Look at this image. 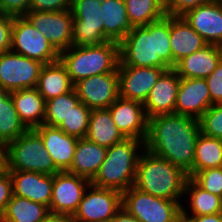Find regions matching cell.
<instances>
[{"instance_id": "2", "label": "cell", "mask_w": 222, "mask_h": 222, "mask_svg": "<svg viewBox=\"0 0 222 222\" xmlns=\"http://www.w3.org/2000/svg\"><path fill=\"white\" fill-rule=\"evenodd\" d=\"M118 66L172 68L170 15L145 26H134L119 43Z\"/></svg>"}, {"instance_id": "49", "label": "cell", "mask_w": 222, "mask_h": 222, "mask_svg": "<svg viewBox=\"0 0 222 222\" xmlns=\"http://www.w3.org/2000/svg\"><path fill=\"white\" fill-rule=\"evenodd\" d=\"M222 4V0H211Z\"/></svg>"}, {"instance_id": "41", "label": "cell", "mask_w": 222, "mask_h": 222, "mask_svg": "<svg viewBox=\"0 0 222 222\" xmlns=\"http://www.w3.org/2000/svg\"><path fill=\"white\" fill-rule=\"evenodd\" d=\"M13 21V16L0 13V53H5L11 49Z\"/></svg>"}, {"instance_id": "25", "label": "cell", "mask_w": 222, "mask_h": 222, "mask_svg": "<svg viewBox=\"0 0 222 222\" xmlns=\"http://www.w3.org/2000/svg\"><path fill=\"white\" fill-rule=\"evenodd\" d=\"M107 148L87 138L78 139L74 158L67 172L92 180L106 156Z\"/></svg>"}, {"instance_id": "15", "label": "cell", "mask_w": 222, "mask_h": 222, "mask_svg": "<svg viewBox=\"0 0 222 222\" xmlns=\"http://www.w3.org/2000/svg\"><path fill=\"white\" fill-rule=\"evenodd\" d=\"M119 96L142 104L159 77L169 69L159 67L118 66Z\"/></svg>"}, {"instance_id": "1", "label": "cell", "mask_w": 222, "mask_h": 222, "mask_svg": "<svg viewBox=\"0 0 222 222\" xmlns=\"http://www.w3.org/2000/svg\"><path fill=\"white\" fill-rule=\"evenodd\" d=\"M199 134V119L176 113L157 115L148 118L144 148L183 169L192 178Z\"/></svg>"}, {"instance_id": "33", "label": "cell", "mask_w": 222, "mask_h": 222, "mask_svg": "<svg viewBox=\"0 0 222 222\" xmlns=\"http://www.w3.org/2000/svg\"><path fill=\"white\" fill-rule=\"evenodd\" d=\"M28 129L20 121L10 93L0 100V140L6 145Z\"/></svg>"}, {"instance_id": "42", "label": "cell", "mask_w": 222, "mask_h": 222, "mask_svg": "<svg viewBox=\"0 0 222 222\" xmlns=\"http://www.w3.org/2000/svg\"><path fill=\"white\" fill-rule=\"evenodd\" d=\"M72 0H32L30 11L56 12L70 10Z\"/></svg>"}, {"instance_id": "40", "label": "cell", "mask_w": 222, "mask_h": 222, "mask_svg": "<svg viewBox=\"0 0 222 222\" xmlns=\"http://www.w3.org/2000/svg\"><path fill=\"white\" fill-rule=\"evenodd\" d=\"M32 0H0V13L13 17L24 16L30 11Z\"/></svg>"}, {"instance_id": "21", "label": "cell", "mask_w": 222, "mask_h": 222, "mask_svg": "<svg viewBox=\"0 0 222 222\" xmlns=\"http://www.w3.org/2000/svg\"><path fill=\"white\" fill-rule=\"evenodd\" d=\"M34 130L41 136L45 149L55 166L60 171H67L72 164L79 138L64 133L58 127L46 124H42Z\"/></svg>"}, {"instance_id": "35", "label": "cell", "mask_w": 222, "mask_h": 222, "mask_svg": "<svg viewBox=\"0 0 222 222\" xmlns=\"http://www.w3.org/2000/svg\"><path fill=\"white\" fill-rule=\"evenodd\" d=\"M92 109L79 102L58 126L64 133L77 138H86Z\"/></svg>"}, {"instance_id": "7", "label": "cell", "mask_w": 222, "mask_h": 222, "mask_svg": "<svg viewBox=\"0 0 222 222\" xmlns=\"http://www.w3.org/2000/svg\"><path fill=\"white\" fill-rule=\"evenodd\" d=\"M122 208L139 222H182V204L131 186L122 193Z\"/></svg>"}, {"instance_id": "18", "label": "cell", "mask_w": 222, "mask_h": 222, "mask_svg": "<svg viewBox=\"0 0 222 222\" xmlns=\"http://www.w3.org/2000/svg\"><path fill=\"white\" fill-rule=\"evenodd\" d=\"M180 79L181 77L173 68L166 70L159 77L143 104L147 118L175 113V102Z\"/></svg>"}, {"instance_id": "37", "label": "cell", "mask_w": 222, "mask_h": 222, "mask_svg": "<svg viewBox=\"0 0 222 222\" xmlns=\"http://www.w3.org/2000/svg\"><path fill=\"white\" fill-rule=\"evenodd\" d=\"M192 179L204 190L222 198V167L199 171Z\"/></svg>"}, {"instance_id": "27", "label": "cell", "mask_w": 222, "mask_h": 222, "mask_svg": "<svg viewBox=\"0 0 222 222\" xmlns=\"http://www.w3.org/2000/svg\"><path fill=\"white\" fill-rule=\"evenodd\" d=\"M101 19L108 41L120 43L133 28L123 0H101Z\"/></svg>"}, {"instance_id": "14", "label": "cell", "mask_w": 222, "mask_h": 222, "mask_svg": "<svg viewBox=\"0 0 222 222\" xmlns=\"http://www.w3.org/2000/svg\"><path fill=\"white\" fill-rule=\"evenodd\" d=\"M74 89L80 102L88 108H109L119 97L118 69L82 79L74 84Z\"/></svg>"}, {"instance_id": "5", "label": "cell", "mask_w": 222, "mask_h": 222, "mask_svg": "<svg viewBox=\"0 0 222 222\" xmlns=\"http://www.w3.org/2000/svg\"><path fill=\"white\" fill-rule=\"evenodd\" d=\"M73 84L91 77L114 72L119 63V43L107 41L99 45H72L60 53Z\"/></svg>"}, {"instance_id": "24", "label": "cell", "mask_w": 222, "mask_h": 222, "mask_svg": "<svg viewBox=\"0 0 222 222\" xmlns=\"http://www.w3.org/2000/svg\"><path fill=\"white\" fill-rule=\"evenodd\" d=\"M20 121L27 129L44 124L45 100L36 87L10 92Z\"/></svg>"}, {"instance_id": "26", "label": "cell", "mask_w": 222, "mask_h": 222, "mask_svg": "<svg viewBox=\"0 0 222 222\" xmlns=\"http://www.w3.org/2000/svg\"><path fill=\"white\" fill-rule=\"evenodd\" d=\"M45 101L66 94L74 89V84L67 72L66 66L59 59L45 64L40 72L36 86Z\"/></svg>"}, {"instance_id": "22", "label": "cell", "mask_w": 222, "mask_h": 222, "mask_svg": "<svg viewBox=\"0 0 222 222\" xmlns=\"http://www.w3.org/2000/svg\"><path fill=\"white\" fill-rule=\"evenodd\" d=\"M222 59V46L207 44L196 52L182 58L173 68L181 78L208 77Z\"/></svg>"}, {"instance_id": "44", "label": "cell", "mask_w": 222, "mask_h": 222, "mask_svg": "<svg viewBox=\"0 0 222 222\" xmlns=\"http://www.w3.org/2000/svg\"><path fill=\"white\" fill-rule=\"evenodd\" d=\"M187 214L186 209L182 206V222H222V213L191 217Z\"/></svg>"}, {"instance_id": "30", "label": "cell", "mask_w": 222, "mask_h": 222, "mask_svg": "<svg viewBox=\"0 0 222 222\" xmlns=\"http://www.w3.org/2000/svg\"><path fill=\"white\" fill-rule=\"evenodd\" d=\"M218 167H222V139L200 132L195 145L193 176L199 171Z\"/></svg>"}, {"instance_id": "16", "label": "cell", "mask_w": 222, "mask_h": 222, "mask_svg": "<svg viewBox=\"0 0 222 222\" xmlns=\"http://www.w3.org/2000/svg\"><path fill=\"white\" fill-rule=\"evenodd\" d=\"M108 109L115 125L125 138L145 141L148 118L142 103L119 96Z\"/></svg>"}, {"instance_id": "34", "label": "cell", "mask_w": 222, "mask_h": 222, "mask_svg": "<svg viewBox=\"0 0 222 222\" xmlns=\"http://www.w3.org/2000/svg\"><path fill=\"white\" fill-rule=\"evenodd\" d=\"M79 102L75 89L45 101L44 124L58 127Z\"/></svg>"}, {"instance_id": "12", "label": "cell", "mask_w": 222, "mask_h": 222, "mask_svg": "<svg viewBox=\"0 0 222 222\" xmlns=\"http://www.w3.org/2000/svg\"><path fill=\"white\" fill-rule=\"evenodd\" d=\"M24 17L44 34L59 54L72 46L73 15L71 10L29 11Z\"/></svg>"}, {"instance_id": "45", "label": "cell", "mask_w": 222, "mask_h": 222, "mask_svg": "<svg viewBox=\"0 0 222 222\" xmlns=\"http://www.w3.org/2000/svg\"><path fill=\"white\" fill-rule=\"evenodd\" d=\"M109 222H139L131 216L124 208H121Z\"/></svg>"}, {"instance_id": "31", "label": "cell", "mask_w": 222, "mask_h": 222, "mask_svg": "<svg viewBox=\"0 0 222 222\" xmlns=\"http://www.w3.org/2000/svg\"><path fill=\"white\" fill-rule=\"evenodd\" d=\"M125 5L132 27L148 25L166 15L163 0H127Z\"/></svg>"}, {"instance_id": "6", "label": "cell", "mask_w": 222, "mask_h": 222, "mask_svg": "<svg viewBox=\"0 0 222 222\" xmlns=\"http://www.w3.org/2000/svg\"><path fill=\"white\" fill-rule=\"evenodd\" d=\"M6 169L47 175H54L60 171L45 149L41 136L34 129H28L7 144Z\"/></svg>"}, {"instance_id": "17", "label": "cell", "mask_w": 222, "mask_h": 222, "mask_svg": "<svg viewBox=\"0 0 222 222\" xmlns=\"http://www.w3.org/2000/svg\"><path fill=\"white\" fill-rule=\"evenodd\" d=\"M212 105L206 79L181 78L175 113L199 119Z\"/></svg>"}, {"instance_id": "9", "label": "cell", "mask_w": 222, "mask_h": 222, "mask_svg": "<svg viewBox=\"0 0 222 222\" xmlns=\"http://www.w3.org/2000/svg\"><path fill=\"white\" fill-rule=\"evenodd\" d=\"M72 45L91 46L107 42L101 19V0H72Z\"/></svg>"}, {"instance_id": "19", "label": "cell", "mask_w": 222, "mask_h": 222, "mask_svg": "<svg viewBox=\"0 0 222 222\" xmlns=\"http://www.w3.org/2000/svg\"><path fill=\"white\" fill-rule=\"evenodd\" d=\"M182 17L208 43L222 46V4L210 1Z\"/></svg>"}, {"instance_id": "13", "label": "cell", "mask_w": 222, "mask_h": 222, "mask_svg": "<svg viewBox=\"0 0 222 222\" xmlns=\"http://www.w3.org/2000/svg\"><path fill=\"white\" fill-rule=\"evenodd\" d=\"M90 184V180L67 171L54 174L50 213L73 216Z\"/></svg>"}, {"instance_id": "32", "label": "cell", "mask_w": 222, "mask_h": 222, "mask_svg": "<svg viewBox=\"0 0 222 222\" xmlns=\"http://www.w3.org/2000/svg\"><path fill=\"white\" fill-rule=\"evenodd\" d=\"M190 194L192 216L222 213V198L201 188L191 177L188 178L184 193Z\"/></svg>"}, {"instance_id": "48", "label": "cell", "mask_w": 222, "mask_h": 222, "mask_svg": "<svg viewBox=\"0 0 222 222\" xmlns=\"http://www.w3.org/2000/svg\"><path fill=\"white\" fill-rule=\"evenodd\" d=\"M7 94H8V92H6L5 90H3V89L0 87V100H1L2 98H4Z\"/></svg>"}, {"instance_id": "46", "label": "cell", "mask_w": 222, "mask_h": 222, "mask_svg": "<svg viewBox=\"0 0 222 222\" xmlns=\"http://www.w3.org/2000/svg\"><path fill=\"white\" fill-rule=\"evenodd\" d=\"M42 222H74L72 216L50 213Z\"/></svg>"}, {"instance_id": "3", "label": "cell", "mask_w": 222, "mask_h": 222, "mask_svg": "<svg viewBox=\"0 0 222 222\" xmlns=\"http://www.w3.org/2000/svg\"><path fill=\"white\" fill-rule=\"evenodd\" d=\"M137 163L134 187L155 197L180 203L188 174L165 158L144 148Z\"/></svg>"}, {"instance_id": "28", "label": "cell", "mask_w": 222, "mask_h": 222, "mask_svg": "<svg viewBox=\"0 0 222 222\" xmlns=\"http://www.w3.org/2000/svg\"><path fill=\"white\" fill-rule=\"evenodd\" d=\"M86 138L106 148L125 139L115 125L108 108L92 109Z\"/></svg>"}, {"instance_id": "11", "label": "cell", "mask_w": 222, "mask_h": 222, "mask_svg": "<svg viewBox=\"0 0 222 222\" xmlns=\"http://www.w3.org/2000/svg\"><path fill=\"white\" fill-rule=\"evenodd\" d=\"M72 216L74 222H109L122 208V193L106 188L89 186Z\"/></svg>"}, {"instance_id": "43", "label": "cell", "mask_w": 222, "mask_h": 222, "mask_svg": "<svg viewBox=\"0 0 222 222\" xmlns=\"http://www.w3.org/2000/svg\"><path fill=\"white\" fill-rule=\"evenodd\" d=\"M12 196V181L7 169L0 172V219Z\"/></svg>"}, {"instance_id": "20", "label": "cell", "mask_w": 222, "mask_h": 222, "mask_svg": "<svg viewBox=\"0 0 222 222\" xmlns=\"http://www.w3.org/2000/svg\"><path fill=\"white\" fill-rule=\"evenodd\" d=\"M12 181V194L50 206L53 175L39 172L8 170Z\"/></svg>"}, {"instance_id": "4", "label": "cell", "mask_w": 222, "mask_h": 222, "mask_svg": "<svg viewBox=\"0 0 222 222\" xmlns=\"http://www.w3.org/2000/svg\"><path fill=\"white\" fill-rule=\"evenodd\" d=\"M144 149V141L125 138L107 148L106 156L94 178L90 181L95 187L113 189L120 193L134 185L139 147Z\"/></svg>"}, {"instance_id": "23", "label": "cell", "mask_w": 222, "mask_h": 222, "mask_svg": "<svg viewBox=\"0 0 222 222\" xmlns=\"http://www.w3.org/2000/svg\"><path fill=\"white\" fill-rule=\"evenodd\" d=\"M208 43L185 21L182 16L170 15V46L172 68L182 58L203 48Z\"/></svg>"}, {"instance_id": "10", "label": "cell", "mask_w": 222, "mask_h": 222, "mask_svg": "<svg viewBox=\"0 0 222 222\" xmlns=\"http://www.w3.org/2000/svg\"><path fill=\"white\" fill-rule=\"evenodd\" d=\"M43 63L7 51L0 53V87L10 93L37 86Z\"/></svg>"}, {"instance_id": "8", "label": "cell", "mask_w": 222, "mask_h": 222, "mask_svg": "<svg viewBox=\"0 0 222 222\" xmlns=\"http://www.w3.org/2000/svg\"><path fill=\"white\" fill-rule=\"evenodd\" d=\"M10 50L44 65L58 61L60 56L44 34L24 16L14 17Z\"/></svg>"}, {"instance_id": "47", "label": "cell", "mask_w": 222, "mask_h": 222, "mask_svg": "<svg viewBox=\"0 0 222 222\" xmlns=\"http://www.w3.org/2000/svg\"><path fill=\"white\" fill-rule=\"evenodd\" d=\"M7 145L0 140V172L6 169Z\"/></svg>"}, {"instance_id": "36", "label": "cell", "mask_w": 222, "mask_h": 222, "mask_svg": "<svg viewBox=\"0 0 222 222\" xmlns=\"http://www.w3.org/2000/svg\"><path fill=\"white\" fill-rule=\"evenodd\" d=\"M200 132L222 139V103L211 105L199 118Z\"/></svg>"}, {"instance_id": "38", "label": "cell", "mask_w": 222, "mask_h": 222, "mask_svg": "<svg viewBox=\"0 0 222 222\" xmlns=\"http://www.w3.org/2000/svg\"><path fill=\"white\" fill-rule=\"evenodd\" d=\"M211 0H163L167 15L182 16L189 10L209 3Z\"/></svg>"}, {"instance_id": "39", "label": "cell", "mask_w": 222, "mask_h": 222, "mask_svg": "<svg viewBox=\"0 0 222 222\" xmlns=\"http://www.w3.org/2000/svg\"><path fill=\"white\" fill-rule=\"evenodd\" d=\"M205 79L208 84L212 105L222 103V59L214 71Z\"/></svg>"}, {"instance_id": "29", "label": "cell", "mask_w": 222, "mask_h": 222, "mask_svg": "<svg viewBox=\"0 0 222 222\" xmlns=\"http://www.w3.org/2000/svg\"><path fill=\"white\" fill-rule=\"evenodd\" d=\"M49 214L48 206L12 194L0 222H42Z\"/></svg>"}]
</instances>
